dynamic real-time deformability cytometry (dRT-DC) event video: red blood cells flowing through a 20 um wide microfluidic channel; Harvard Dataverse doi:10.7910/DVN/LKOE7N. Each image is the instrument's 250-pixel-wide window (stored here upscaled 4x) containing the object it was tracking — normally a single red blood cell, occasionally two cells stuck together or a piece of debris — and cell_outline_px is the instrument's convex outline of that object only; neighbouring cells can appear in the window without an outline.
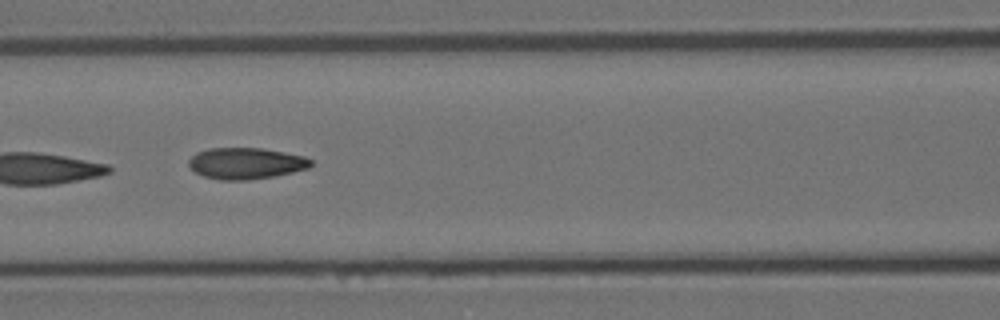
{"species": "Egyptian fruit bat (a non-hibernating species)", "species_latin": "Rousettus aegyptiacus", "temperature_condition": "room temperature", "stored_images_in_passage": 8, "camera_frame_rate_fps": 3000, "um_per_image_px": 0.085, "animal": {"sex": "female"}, "frame": {"image": 1, "passage_image": 7, "time_ms": 7.0, "image_size_px": [1000, 320], "cell_outline_px": [[312, 164], [308, 168], [276, 176], [248, 180], [220, 180], [204, 176], [196, 172], [188, 164], [188, 160], [196, 152], [208, 148], [260, 148], [284, 152], [304, 156], [312, 160]], "centroid_in_image_um": [20.9, 13.88], "position_along_channel_um": 145.7, "area_um2": 22.31}}